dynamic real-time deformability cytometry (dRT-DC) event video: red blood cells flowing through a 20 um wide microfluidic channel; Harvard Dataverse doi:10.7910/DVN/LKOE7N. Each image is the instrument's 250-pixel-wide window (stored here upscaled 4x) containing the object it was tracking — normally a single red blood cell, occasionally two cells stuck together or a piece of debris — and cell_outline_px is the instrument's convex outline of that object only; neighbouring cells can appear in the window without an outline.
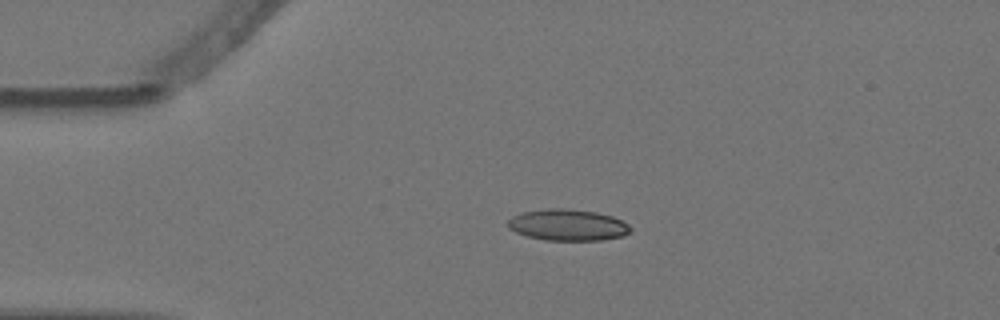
{"species": "Egyptian fruit bat (a non-hibernating species)", "species_latin": "Rousettus aegyptiacus", "temperature_condition": "warm", "stored_images_in_passage": 4, "camera_frame_rate_fps": 3000, "um_per_image_px": 0.085, "animal": {"sex": "female"}, "frame": {"image": 1, "passage_image": 3, "time_ms": 0.667, "image_size_px": [1000, 320], "cell_outline_px": [[632, 232], [624, 236], [600, 240], [544, 240], [528, 236], [516, 232], [508, 228], [508, 220], [512, 216], [520, 212], [548, 208], [564, 208], [596, 212], [612, 216], [628, 224], [632, 228]], "centroid_in_image_um": [48.26, 19.12], "position_along_channel_um": 36.7, "area_um2": 22.54}}